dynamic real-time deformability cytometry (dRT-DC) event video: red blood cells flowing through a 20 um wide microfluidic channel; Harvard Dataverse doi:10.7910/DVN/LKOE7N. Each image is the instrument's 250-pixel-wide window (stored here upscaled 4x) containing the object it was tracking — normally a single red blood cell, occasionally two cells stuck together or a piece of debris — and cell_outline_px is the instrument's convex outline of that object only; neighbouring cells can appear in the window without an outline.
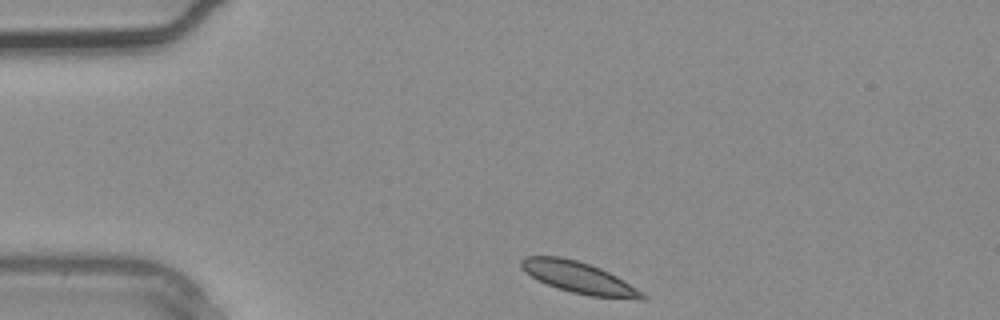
{"species": "common noctule bat (a hibernating species)", "species_latin": "Nyctalus noctula", "temperature_condition": "warm", "stored_images_in_passage": 2, "camera_frame_rate_fps": 3000, "um_per_image_px": 0.085, "animal": {"sex": "male", "body_mass_g": 20.4}, "frame": {"image": 1, "passage_image": 1, "time_ms": 0.0, "image_size_px": [1000, 320], "cell_outline_px": [[648, 296], [644, 300], [640, 300], [588, 296], [572, 292], [548, 284], [524, 272], [520, 264], [520, 260], [524, 256], [560, 256], [576, 260], [600, 268], [616, 276], [644, 292]], "centroid_in_image_um": [49.25, 23.6], "position_along_channel_um": 35.8, "area_um2": 22.08}}